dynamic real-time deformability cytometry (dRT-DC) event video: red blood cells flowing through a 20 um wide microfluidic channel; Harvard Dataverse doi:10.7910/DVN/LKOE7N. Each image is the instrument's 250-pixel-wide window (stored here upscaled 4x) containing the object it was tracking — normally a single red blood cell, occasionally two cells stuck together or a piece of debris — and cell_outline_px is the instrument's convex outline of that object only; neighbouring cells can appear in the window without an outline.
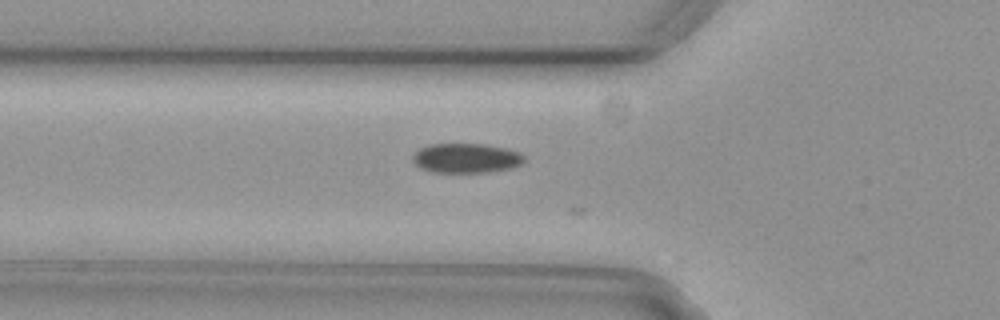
{"species": "common noctule bat (a hibernating species)", "species_latin": "Nyctalus noctula", "temperature_condition": "cold", "stored_images_in_passage": 7, "camera_frame_rate_fps": 3000, "um_per_image_px": 0.085, "animal": {"sex": "female", "body_mass_g": 29.2, "forearm_length_mm": 56.3}, "frame": {"image": 1, "passage_image": 2, "time_ms": 0.333, "image_size_px": [1000, 320], "cell_outline_px": [[524, 160], [520, 164], [508, 168], [484, 172], [432, 172], [420, 168], [412, 160], [412, 156], [420, 148], [428, 144], [484, 144], [504, 148], [520, 152], [524, 156]], "centroid_in_image_um": [39.58, 13.43], "position_along_channel_um": 86.2, "area_um2": 19.02}}